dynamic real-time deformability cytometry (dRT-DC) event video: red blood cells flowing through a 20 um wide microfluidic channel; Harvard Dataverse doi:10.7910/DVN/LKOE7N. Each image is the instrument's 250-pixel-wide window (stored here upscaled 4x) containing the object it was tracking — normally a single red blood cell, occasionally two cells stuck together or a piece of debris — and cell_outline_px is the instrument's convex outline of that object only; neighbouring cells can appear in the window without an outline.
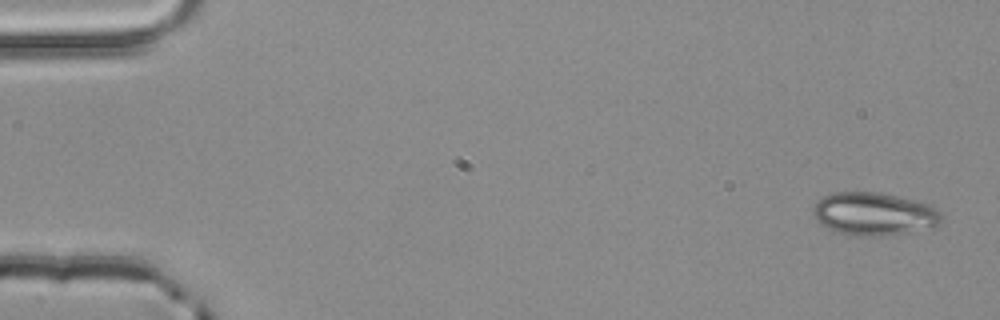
{"species": "common noctule bat (a hibernating species)", "species_latin": "Nyctalus noctula", "temperature_condition": "room temperature", "stored_images_in_passage": 4, "camera_frame_rate_fps": 3000, "um_per_image_px": 0.085, "animal": {"sex": "male", "body_mass_g": 20.4}, "frame": {"image": 1, "passage_image": 1, "time_ms": 0.0, "image_size_px": [1000, 320], "cell_outline_px": [[940, 224], [932, 228], [904, 232], [872, 236], [856, 236], [840, 232], [828, 228], [820, 224], [816, 220], [812, 212], [816, 204], [824, 196], [832, 192], [876, 192], [916, 200], [928, 204], [940, 212]], "centroid_in_image_um": [74.28, 18.17], "position_along_channel_um": 10.7, "area_um2": 31.67}}